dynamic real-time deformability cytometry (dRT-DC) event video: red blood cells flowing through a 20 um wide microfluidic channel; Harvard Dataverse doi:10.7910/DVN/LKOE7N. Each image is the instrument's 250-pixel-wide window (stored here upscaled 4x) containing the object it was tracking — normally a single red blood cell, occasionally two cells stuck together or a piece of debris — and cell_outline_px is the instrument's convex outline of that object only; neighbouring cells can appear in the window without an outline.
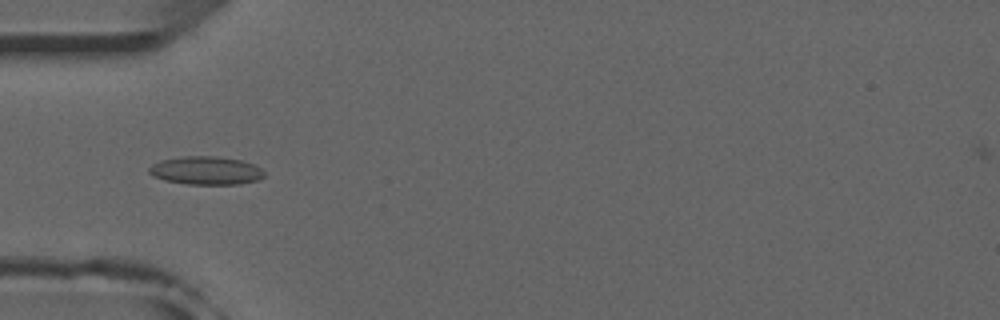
{"species": "common noctule bat (a hibernating species)", "species_latin": "Nyctalus noctula", "temperature_condition": "room temperature", "stored_images_in_passage": 52, "camera_frame_rate_fps": 3000, "um_per_image_px": 0.085, "animal": {"sex": "male", "forearm_length_mm": 52.5}, "frame": {"image": 1, "passage_image": 17, "time_ms": 5.333, "image_size_px": [1000, 320], "cell_outline_px": [[264, 176], [256, 180], [240, 184], [188, 184], [164, 180], [152, 176], [148, 172], [148, 168], [152, 164], [160, 160], [184, 156], [216, 156], [240, 160], [252, 164], [260, 168], [264, 172]], "centroid_in_image_um": [17.46, 14.49], "position_along_channel_um": 67.5, "area_um2": 18.9}}
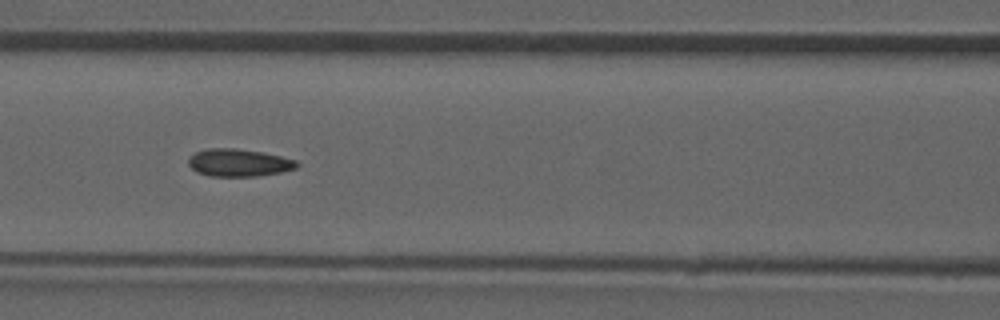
{"frame": {"image": 2, "passage_image": 23, "time_ms": 7.333, "image_size_px": [1000, 320], "cell_outline_px": [[300, 164], [296, 168], [280, 172], [256, 176], [208, 176], [196, 172], [188, 164], [188, 156], [196, 152], [208, 148], [236, 148], [260, 152], [280, 156], [296, 160]], "centroid_in_image_um": [20.26, 13.83], "position_along_channel_um": 146.3, "area_um2": 17.4}}
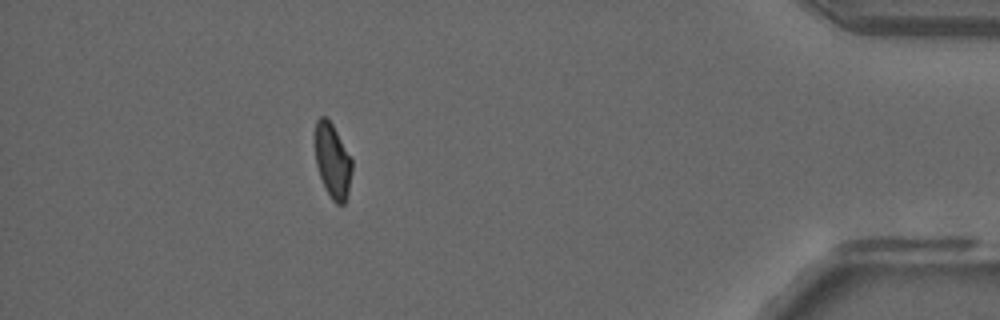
{"frame": {"image": 3, "passage_image": 47, "time_ms": 15.333, "image_size_px": [1000, 320], "cell_outline_px": [[352, 172], [348, 192], [344, 204], [336, 204], [332, 200], [320, 176], [316, 164], [316, 120], [320, 116], [324, 116], [332, 124], [352, 160]], "centroid_in_image_um": [28.28, 13.69], "position_along_channel_um": 406.9, "area_um2": 15.61}, "authors_computed_cell_mechanics": {"area_um2": 17.3978, "velocity_mm_per_s": 3.9318, "shape_relaxation_time_tau1_ms": null, "shape_relaxation_time_tau2_ms": 1.7854, "deformation_change_tau1": null, "deformation_change_tau2": 0.0878}}